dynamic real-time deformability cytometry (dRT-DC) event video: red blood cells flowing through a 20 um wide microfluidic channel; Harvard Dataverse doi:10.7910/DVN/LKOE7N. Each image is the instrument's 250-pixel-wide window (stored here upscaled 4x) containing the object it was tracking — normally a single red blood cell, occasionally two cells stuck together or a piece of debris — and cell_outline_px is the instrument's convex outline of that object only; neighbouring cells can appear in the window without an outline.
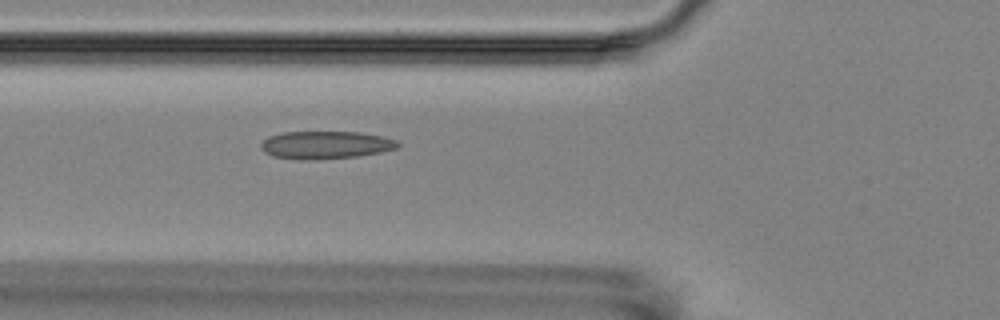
{"species": "Egyptian fruit bat (a non-hibernating species)", "species_latin": "Rousettus aegyptiacus", "temperature_condition": "room temperature", "stored_images_in_passage": 7, "camera_frame_rate_fps": 3000, "um_per_image_px": 0.085, "animal": {"sex": "female"}, "frame": {"image": 1, "passage_image": 7, "time_ms": 6.667, "image_size_px": [1000, 320], "cell_outline_px": [[400, 144], [396, 148], [380, 152], [356, 156], [272, 156], [264, 152], [260, 148], [260, 144], [268, 136], [284, 132], [360, 132], [384, 136], [396, 140]], "centroid_in_image_um": [27.73, 12.25], "position_along_channel_um": 98.1, "area_um2": 20.81}}